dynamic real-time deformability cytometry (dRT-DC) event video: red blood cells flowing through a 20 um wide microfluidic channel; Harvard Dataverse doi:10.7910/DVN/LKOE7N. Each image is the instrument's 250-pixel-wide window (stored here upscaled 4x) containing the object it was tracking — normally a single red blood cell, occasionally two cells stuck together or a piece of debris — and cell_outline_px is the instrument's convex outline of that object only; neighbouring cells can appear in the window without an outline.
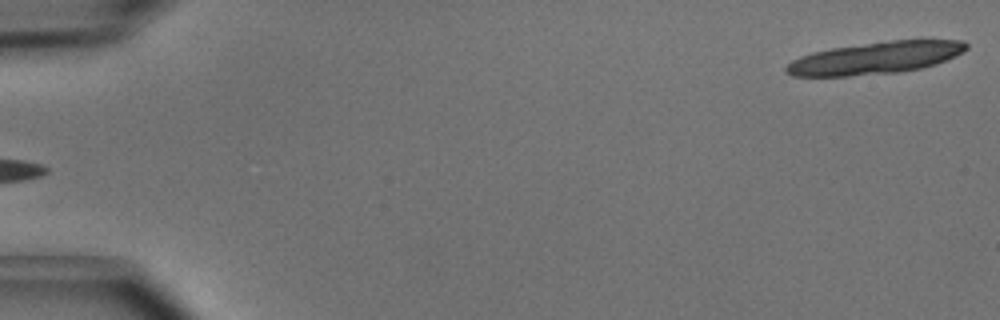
{"species": "common noctule bat (a hibernating species)", "species_latin": "Nyctalus noctula", "temperature_condition": "cold", "stored_images_in_passage": 6, "segment_of_instrument_passage": [2, 2], "camera_frame_rate_fps": 3000, "um_per_image_px": 0.085, "animal": {"sex": "male", "body_mass_g": 15.6}, "frame": {"image": 1, "passage_image": 6, "time_ms": 1.667, "image_size_px": [1000, 320], "cell_outline_px": [[968, 48], [936, 64], [920, 68], [896, 72], [848, 76], [792, 76], [784, 72], [784, 68], [792, 60], [800, 56], [812, 52], [832, 48], [892, 40], [964, 40], [968, 44]], "centroid_in_image_um": [74.35, 4.93], "position_along_channel_um": 10.6, "area_um2": 33.35}}